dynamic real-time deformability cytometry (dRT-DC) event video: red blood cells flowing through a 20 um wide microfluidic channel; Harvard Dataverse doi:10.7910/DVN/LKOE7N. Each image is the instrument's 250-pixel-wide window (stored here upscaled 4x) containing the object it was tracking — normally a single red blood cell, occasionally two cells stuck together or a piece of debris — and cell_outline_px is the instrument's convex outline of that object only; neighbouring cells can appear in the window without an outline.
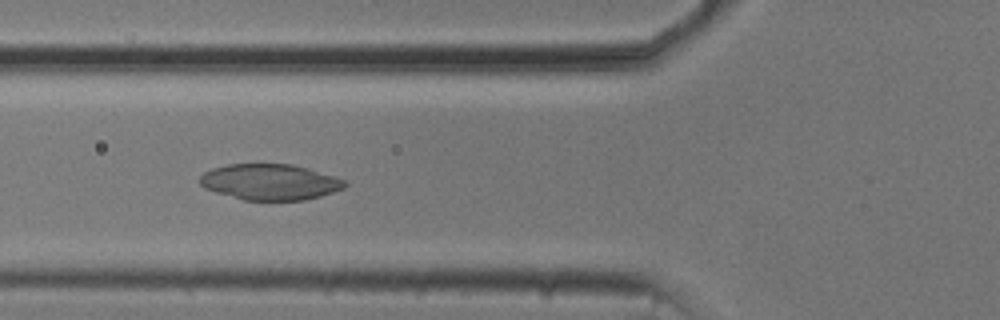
{"species": "common noctule bat (a hibernating species)", "species_latin": "Nyctalus noctula", "temperature_condition": "cold", "stored_images_in_passage": 48, "camera_frame_rate_fps": 3000, "um_per_image_px": 0.085, "animal": {"sex": "male", "body_mass_g": 20.5, "forearm_length_mm": 52.5}, "frame": {"image": 1, "passage_image": 14, "time_ms": 4.333, "image_size_px": [1000, 320], "cell_outline_px": [[348, 184], [344, 188], [320, 196], [304, 200], [244, 200], [216, 192], [204, 188], [200, 184], [200, 176], [204, 172], [212, 168], [228, 164], [292, 164], [308, 168], [344, 180]], "centroid_in_image_um": [22.93, 15.47], "position_along_channel_um": 102.9, "area_um2": 30.17}}
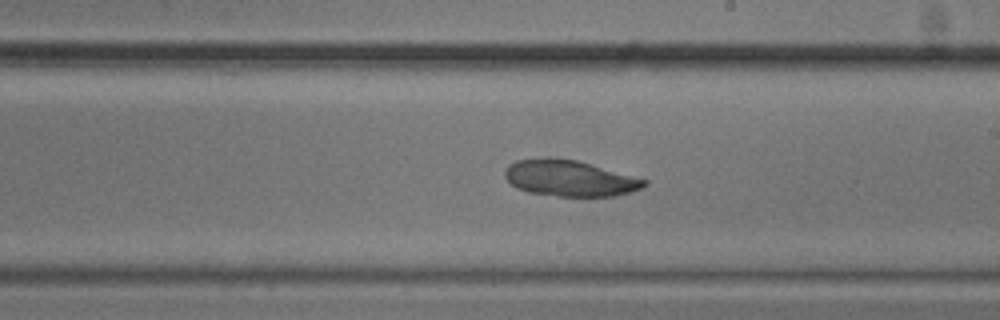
{"frame": {"image": 2, "passage_image": 25, "time_ms": 8.0, "image_size_px": [1000, 320], "cell_outline_px": [[648, 184], [640, 188], [628, 192], [612, 196], [556, 196], [528, 192], [516, 188], [504, 176], [504, 172], [508, 164], [516, 160], [548, 156], [576, 160], [648, 180]], "centroid_in_image_um": [48.36, 15.13], "position_along_channel_um": 240.6, "area_um2": 29.3}}
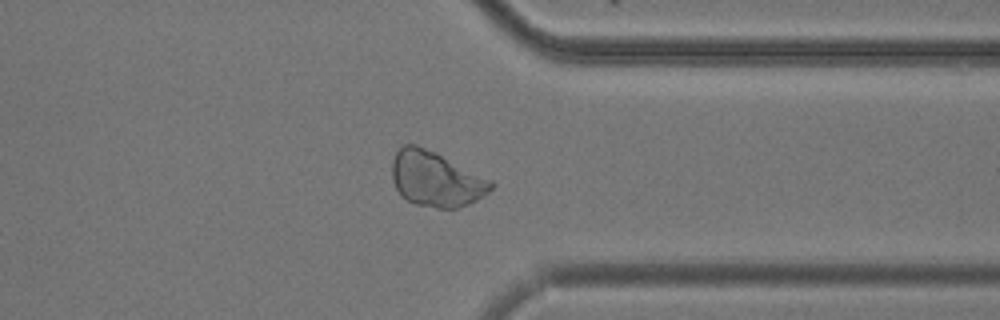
{"frame": {"image": 3, "passage_image": 36, "time_ms": 11.667, "image_size_px": [1000, 320], "cell_outline_px": [[496, 184], [488, 192], [476, 200], [468, 204], [456, 208], [436, 208], [416, 204], [400, 196], [392, 180], [392, 160], [400, 144], [416, 144], [436, 152], [492, 180]], "centroid_in_image_um": [37.03, 15.2], "position_along_channel_um": 374.4, "area_um2": 31.96}}